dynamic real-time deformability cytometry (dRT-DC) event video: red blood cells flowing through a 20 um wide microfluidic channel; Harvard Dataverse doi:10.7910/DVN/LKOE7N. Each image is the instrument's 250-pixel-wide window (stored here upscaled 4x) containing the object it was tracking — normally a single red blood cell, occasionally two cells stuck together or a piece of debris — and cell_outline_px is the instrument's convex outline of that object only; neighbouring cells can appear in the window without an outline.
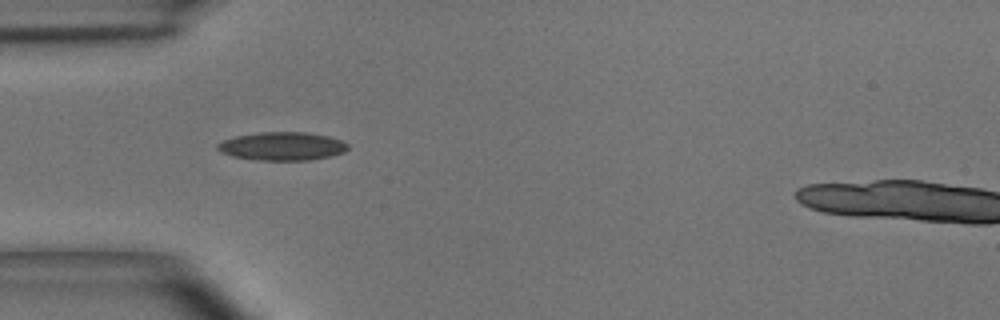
{"species": "common noctule bat (a hibernating species)", "species_latin": "Nyctalus noctula", "temperature_condition": "room temperature", "stored_images_in_passage": 35, "camera_frame_rate_fps": 3000, "um_per_image_px": 0.085, "animal": {"sex": "male", "body_mass_g": 15.6}, "frame": {"image": 1, "passage_image": 1, "time_ms": 0.0, "image_size_px": [1000, 320], "cell_outline_px": [[348, 148], [344, 152], [312, 160], [256, 160], [232, 156], [220, 152], [216, 148], [216, 144], [224, 140], [236, 136], [260, 132], [304, 132], [328, 136], [340, 140], [348, 144]], "centroid_in_image_um": [23.96, 12.43], "position_along_channel_um": 61.0, "area_um2": 21.44}}
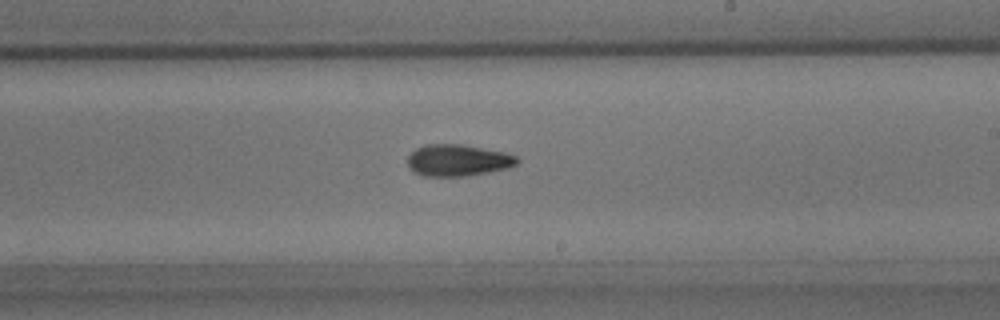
{"frame": {"image": 2, "passage_image": 15, "time_ms": 4.667, "image_size_px": [1000, 320], "cell_outline_px": [[520, 160], [516, 164], [508, 168], [488, 172], [464, 176], [424, 176], [412, 172], [408, 168], [408, 156], [416, 148], [424, 144], [460, 144], [504, 152], [516, 156]], "centroid_in_image_um": [38.88, 13.63], "position_along_channel_um": 250.1, "area_um2": 20.23}}
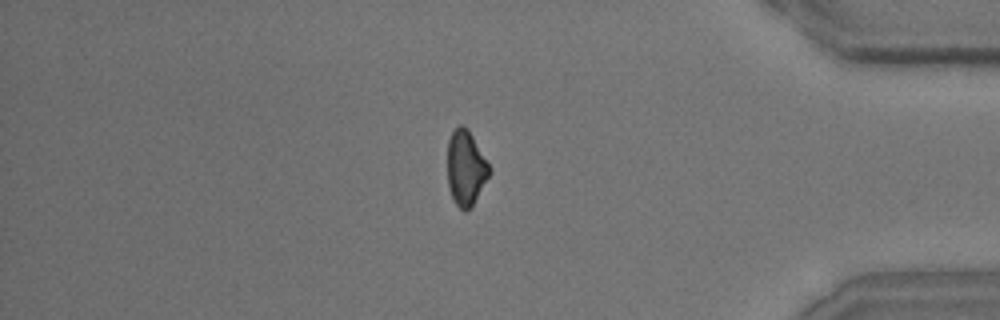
{"frame": {"image": 3, "passage_image": 28, "time_ms": 9.0, "image_size_px": [1000, 320], "cell_outline_px": [[488, 176], [472, 208], [464, 212], [452, 200], [448, 188], [448, 140], [452, 132], [460, 124], [468, 128], [488, 164]], "centroid_in_image_um": [39.56, 14.31], "position_along_channel_um": 395.6, "area_um2": 18.09}}